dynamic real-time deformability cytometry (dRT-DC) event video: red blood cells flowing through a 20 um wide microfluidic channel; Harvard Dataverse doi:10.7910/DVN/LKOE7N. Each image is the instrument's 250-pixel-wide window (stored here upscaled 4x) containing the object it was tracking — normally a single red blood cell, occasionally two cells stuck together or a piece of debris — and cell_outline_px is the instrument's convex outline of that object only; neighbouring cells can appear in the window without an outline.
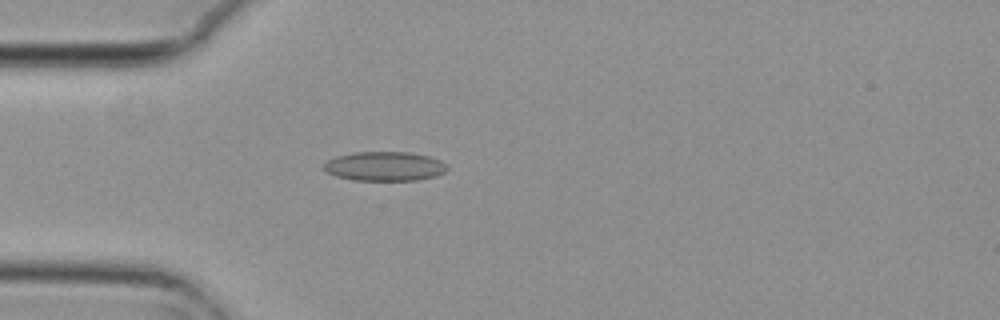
{"species": "common noctule bat (a hibernating species)", "species_latin": "Nyctalus noctula", "temperature_condition": "cold", "stored_images_in_passage": 5, "camera_frame_rate_fps": 3000, "um_per_image_px": 0.085, "animal": {"sex": "female", "body_mass_g": 29.2, "forearm_length_mm": 56.3}, "frame": {"image": 1, "passage_image": 5, "time_ms": 1.333, "image_size_px": [1000, 320], "cell_outline_px": [[448, 168], [444, 172], [436, 176], [416, 180], [352, 180], [336, 176], [328, 172], [324, 168], [324, 164], [328, 160], [336, 156], [356, 152], [408, 152], [428, 156], [440, 160]], "centroid_in_image_um": [32.69, 14.13], "position_along_channel_um": 52.3, "area_um2": 20.87}}